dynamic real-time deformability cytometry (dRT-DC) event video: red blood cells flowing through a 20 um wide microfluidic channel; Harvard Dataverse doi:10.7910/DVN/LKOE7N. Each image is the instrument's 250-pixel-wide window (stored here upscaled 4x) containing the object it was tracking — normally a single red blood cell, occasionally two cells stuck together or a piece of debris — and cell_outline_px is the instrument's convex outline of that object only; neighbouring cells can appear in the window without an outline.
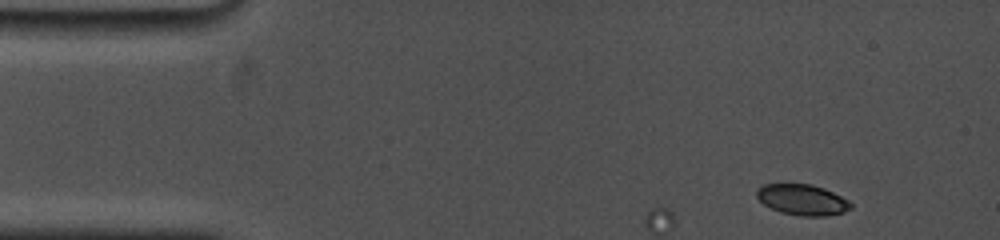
{"species": "common noctule bat (a hibernating species)", "species_latin": "Nyctalus noctula", "temperature_condition": "cold", "stored_images_in_passage": 7, "camera_frame_rate_fps": 5000, "um_per_image_px": 0.085, "animal": {"sex": "female", "body_mass_g": 19.0, "forearm_length_mm": 53.3}, "frame": {"image": 1, "passage_image": 1, "time_ms": 0.0, "image_size_px": [1000, 240], "cell_outline_px": [[852, 208], [844, 212], [828, 216], [800, 216], [780, 212], [764, 204], [756, 196], [756, 188], [764, 184], [812, 184], [824, 188], [848, 200], [852, 204]], "centroid_in_image_um": [68.2, 16.98], "position_along_channel_um": 16.8, "area_um2": 16.94}}